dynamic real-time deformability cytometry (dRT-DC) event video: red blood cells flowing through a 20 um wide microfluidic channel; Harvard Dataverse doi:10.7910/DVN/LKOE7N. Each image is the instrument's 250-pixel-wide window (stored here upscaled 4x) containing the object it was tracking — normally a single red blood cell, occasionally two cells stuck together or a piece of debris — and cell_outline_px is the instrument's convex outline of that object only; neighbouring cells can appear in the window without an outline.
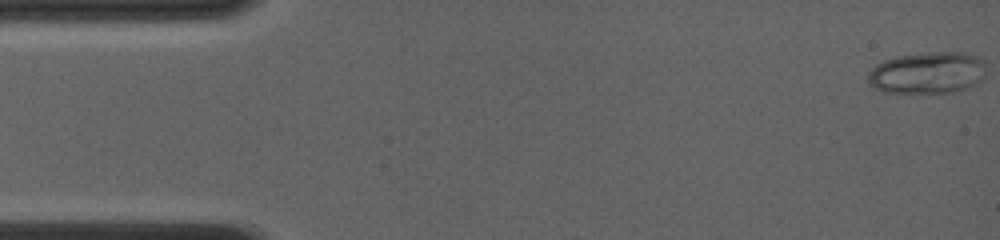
{"species": "common noctule bat (a hibernating species)", "species_latin": "Nyctalus noctula", "temperature_condition": "room temperature", "stored_images_in_passage": 35, "camera_frame_rate_fps": 4000, "um_per_image_px": 0.085, "animal": {"sex": "female", "body_mass_g": 19.0, "forearm_length_mm": 56.7}, "frame": {"image": 1, "passage_image": 1, "time_ms": 0.0, "image_size_px": [1000, 240], "cell_outline_px": [[984, 64], [980, 80], [976, 84], [968, 88], [952, 92], [884, 92], [872, 88], [868, 84], [868, 72], [876, 64], [884, 60], [896, 56], [924, 52], [964, 52], [976, 56], [984, 60]], "centroid_in_image_um": [78.78, 6.18], "position_along_channel_um": 6.2, "area_um2": 28.78}}
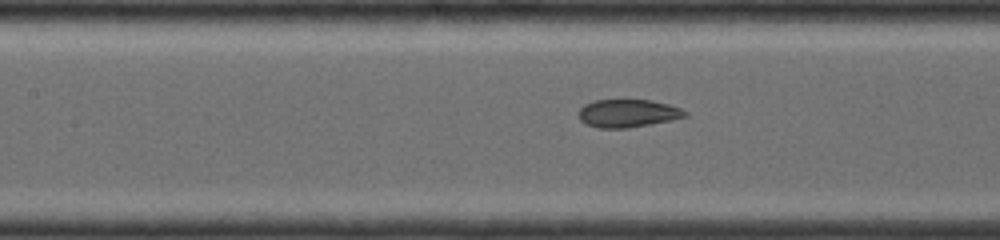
{"frame": {"image": 2, "passage_image": 23, "time_ms": 5.5, "image_size_px": [1000, 240], "cell_outline_px": [[688, 116], [672, 120], [628, 128], [600, 128], [588, 124], [580, 120], [580, 108], [584, 104], [592, 100], [652, 100], [668, 104], [680, 108], [688, 112]], "centroid_in_image_um": [53.39, 9.62], "position_along_channel_um": 154.0, "area_um2": 17.28}}
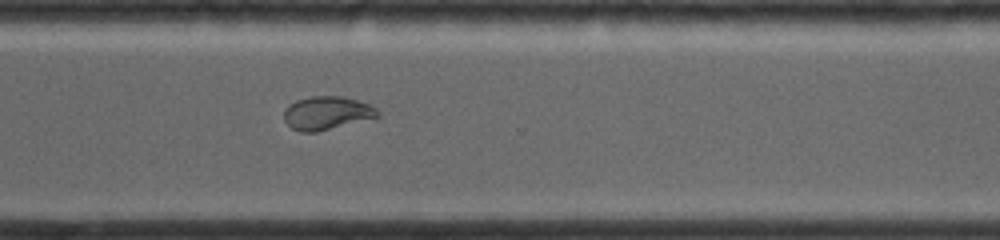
{"frame": {"image": 3, "passage_image": 35, "time_ms": 8.5, "image_size_px": [1000, 240], "cell_outline_px": [[380, 116], [316, 132], [300, 132], [292, 128], [284, 120], [284, 108], [288, 104], [296, 100], [312, 96], [344, 96], [368, 104], [376, 108], [380, 112]], "centroid_in_image_um": [27.75, 9.6], "position_along_channel_um": 342.9, "area_um2": 18.15}}